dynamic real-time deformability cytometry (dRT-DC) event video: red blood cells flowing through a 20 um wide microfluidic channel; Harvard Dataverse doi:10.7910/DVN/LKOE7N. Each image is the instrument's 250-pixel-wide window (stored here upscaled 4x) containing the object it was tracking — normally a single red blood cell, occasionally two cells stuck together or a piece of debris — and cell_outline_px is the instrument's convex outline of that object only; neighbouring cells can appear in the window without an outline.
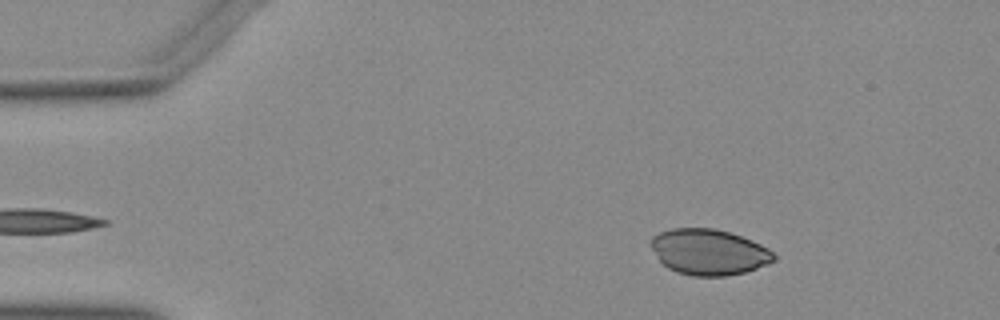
{"species": "Egyptian fruit bat (a non-hibernating species)", "species_latin": "Rousettus aegyptiacus", "temperature_condition": "warm", "stored_images_in_passage": 37, "camera_frame_rate_fps": 3000, "um_per_image_px": 0.085, "animal": {"sex": "female"}, "frame": {"image": 1, "passage_image": 1, "time_ms": 0.0, "image_size_px": [1000, 320], "cell_outline_px": [[776, 260], [768, 264], [744, 272], [724, 276], [692, 276], [676, 272], [668, 268], [660, 260], [652, 248], [652, 236], [660, 232], [672, 228], [716, 228], [752, 240], [768, 248], [776, 256]], "centroid_in_image_um": [60.27, 21.42], "position_along_channel_um": 24.7, "area_um2": 32.66}}
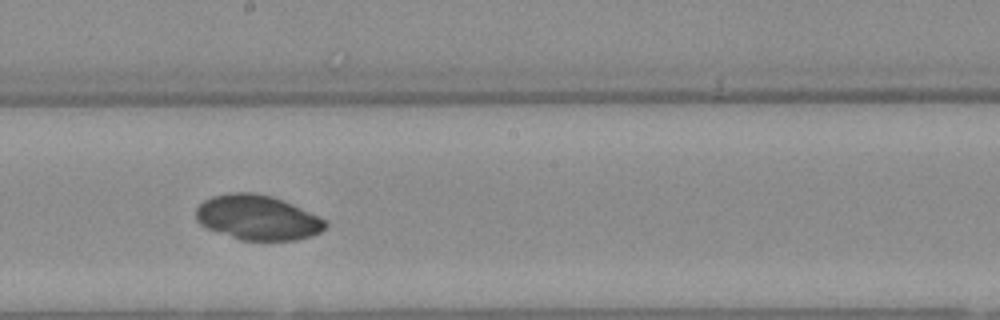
{"frame": {"image": 2, "passage_image": 22, "time_ms": 7.0, "image_size_px": [1000, 320], "cell_outline_px": [[328, 224], [320, 232], [312, 236], [296, 240], [240, 240], [208, 228], [200, 224], [196, 220], [196, 208], [204, 200], [212, 196], [232, 192], [252, 192], [272, 196], [292, 204], [328, 220]], "centroid_in_image_um": [21.9, 18.49], "position_along_channel_um": 226.3, "area_um2": 33.81}}
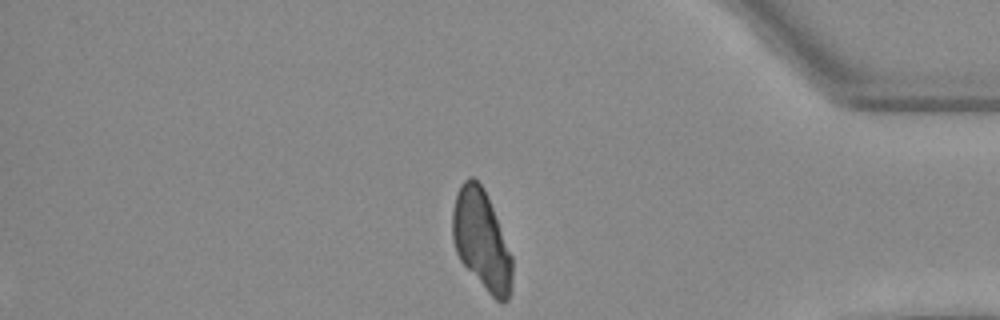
{"frame": {"image": 3, "passage_image": 37, "time_ms": 12.0, "image_size_px": [1000, 320], "cell_outline_px": [[512, 280], [508, 300], [504, 304], [496, 300], [488, 292], [460, 260], [456, 252], [452, 240], [452, 208], [456, 192], [460, 184], [468, 176], [472, 176], [484, 188], [512, 256]], "centroid_in_image_um": [40.91, 20.39], "position_along_channel_um": 394.3, "area_um2": 34.62}}